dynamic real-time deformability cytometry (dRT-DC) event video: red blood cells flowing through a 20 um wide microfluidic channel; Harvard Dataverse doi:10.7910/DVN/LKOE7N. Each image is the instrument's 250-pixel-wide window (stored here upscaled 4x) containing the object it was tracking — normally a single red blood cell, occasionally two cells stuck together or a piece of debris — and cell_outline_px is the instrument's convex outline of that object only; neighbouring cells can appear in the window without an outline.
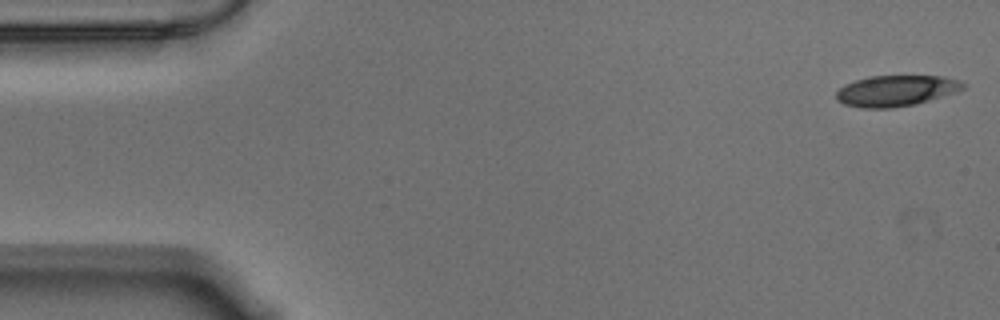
{"species": "Egyptian fruit bat (a non-hibernating species)", "species_latin": "Rousettus aegyptiacus", "temperature_condition": "warm", "stored_images_in_passage": 51, "camera_frame_rate_fps": 3000, "um_per_image_px": 0.085, "animal": {"sex": "male"}, "frame": {"image": 1, "passage_image": 1, "time_ms": 0.0, "image_size_px": [1000, 320], "cell_outline_px": [[968, 84], [964, 88], [956, 92], [916, 104], [892, 108], [860, 108], [844, 104], [836, 100], [836, 92], [844, 84], [856, 80], [872, 76], [944, 76], [960, 80]], "centroid_in_image_um": [76.18, 7.71], "position_along_channel_um": 8.8, "area_um2": 23.0}}
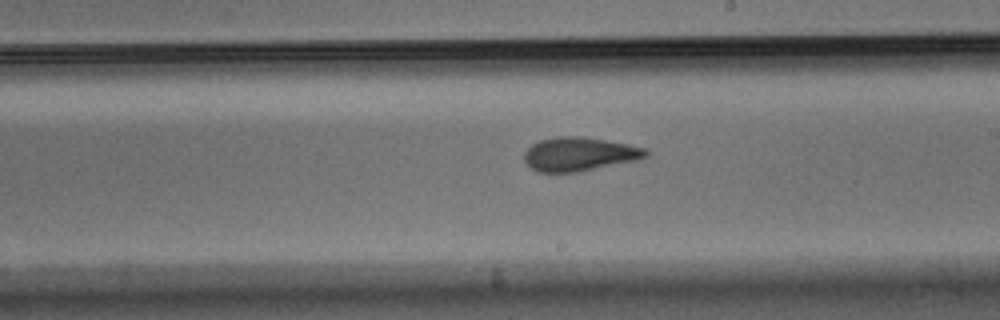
{"frame": {"image": 2, "passage_image": 31, "time_ms": 10.0, "image_size_px": [1000, 320], "cell_outline_px": [[648, 156], [636, 160], [580, 172], [536, 172], [524, 160], [524, 152], [532, 144], [540, 140], [556, 136], [580, 136], [628, 144], [644, 148], [648, 152]], "centroid_in_image_um": [49.22, 13.1], "position_along_channel_um": 239.8, "area_um2": 23.87}}
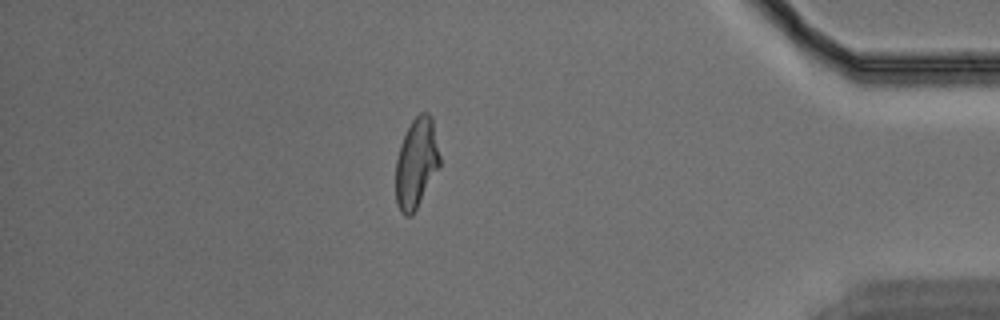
{"frame": {"image": 3, "passage_image": 48, "time_ms": 15.667, "image_size_px": [1000, 320], "cell_outline_px": [[440, 168], [412, 216], [404, 216], [400, 212], [396, 204], [396, 160], [400, 144], [412, 120], [420, 112], [428, 112], [432, 116], [440, 156]], "centroid_in_image_um": [35.4, 13.88], "position_along_channel_um": 399.8, "area_um2": 23.35}, "authors_computed_cell_mechanics": {"area_um2": 23.698, "velocity_mm_per_s": 3.5448, "shape_relaxation_time_tau1_ms": 6.7478, "shape_relaxation_time_tau2_ms": 2.4506, "deformation_change_tau1": 0.1924, "deformation_change_tau2": 0.0995}}